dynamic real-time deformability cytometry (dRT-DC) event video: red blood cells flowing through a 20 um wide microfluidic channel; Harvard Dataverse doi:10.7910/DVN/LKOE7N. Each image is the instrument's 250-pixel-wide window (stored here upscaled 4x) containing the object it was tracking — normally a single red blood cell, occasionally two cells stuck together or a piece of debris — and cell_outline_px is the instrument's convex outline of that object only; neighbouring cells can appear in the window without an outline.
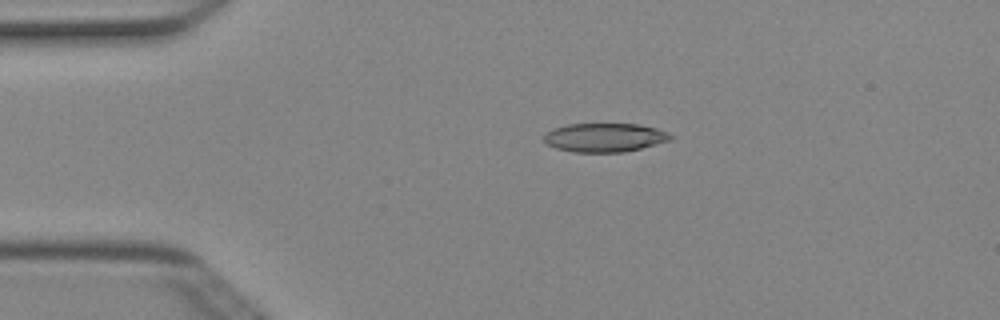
{"species": "Egyptian fruit bat (a non-hibernating species)", "species_latin": "Rousettus aegyptiacus", "temperature_condition": "cold", "stored_images_in_passage": 4, "camera_frame_rate_fps": 3000, "um_per_image_px": 0.085, "animal": {"sex": "female"}, "frame": {"image": 1, "passage_image": 3, "time_ms": 0.667, "image_size_px": [1000, 320], "cell_outline_px": [[672, 136], [668, 140], [656, 144], [624, 152], [572, 152], [556, 148], [544, 144], [544, 136], [552, 128], [568, 124], [636, 124], [656, 128], [668, 132]], "centroid_in_image_um": [51.34, 11.69], "position_along_channel_um": 33.7, "area_um2": 21.15}}